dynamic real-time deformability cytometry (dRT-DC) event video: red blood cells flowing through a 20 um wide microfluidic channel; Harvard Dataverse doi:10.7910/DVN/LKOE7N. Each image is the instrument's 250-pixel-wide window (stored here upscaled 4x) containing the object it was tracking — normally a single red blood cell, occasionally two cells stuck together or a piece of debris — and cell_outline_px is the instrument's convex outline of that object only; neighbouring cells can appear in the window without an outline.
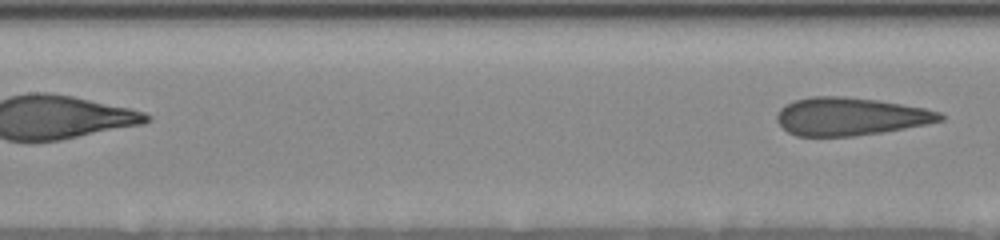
{"species": "human", "species_latin": "Homo sapiens", "temperature_condition": "room temperature", "stored_images_in_passage": 16, "segment_of_instrument_passage": [2, 2], "camera_frame_rate_fps": 3000, "um_per_image_px": 0.085, "donor": {"sex": "female"}, "frame": {"image": 1, "passage_image": 16, "time_ms": 6.333, "image_size_px": [1000, 240], "cell_outline_px": [[944, 120], [904, 128], [880, 132], [852, 136], [796, 136], [788, 132], [776, 120], [776, 112], [784, 104], [792, 100], [812, 96], [844, 96], [876, 100], [924, 108], [940, 112], [944, 116]], "centroid_in_image_um": [72.21, 9.89], "position_along_channel_um": 135.2, "area_um2": 35.95}}